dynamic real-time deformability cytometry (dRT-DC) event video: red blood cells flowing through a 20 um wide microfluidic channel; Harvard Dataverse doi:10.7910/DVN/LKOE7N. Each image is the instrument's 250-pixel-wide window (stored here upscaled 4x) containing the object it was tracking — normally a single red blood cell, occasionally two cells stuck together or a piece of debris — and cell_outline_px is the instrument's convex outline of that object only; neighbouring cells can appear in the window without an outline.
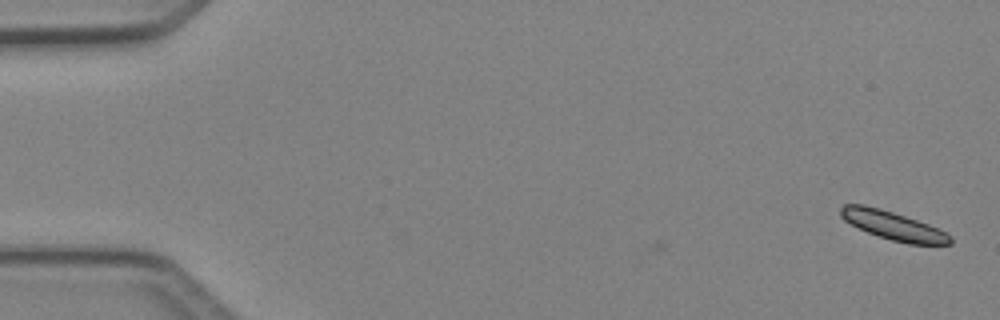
{"species": "Egyptian fruit bat (a non-hibernating species)", "species_latin": "Rousettus aegyptiacus", "temperature_condition": "cold", "stored_images_in_passage": 51, "camera_frame_rate_fps": 3000, "um_per_image_px": 0.085, "animal": {"sex": "female"}, "frame": {"image": 1, "passage_image": 1, "time_ms": 0.0, "image_size_px": [1000, 320], "cell_outline_px": [[952, 244], [908, 244], [892, 240], [868, 232], [844, 220], [840, 216], [840, 208], [844, 204], [864, 204], [880, 208], [928, 224], [952, 236]], "centroid_in_image_um": [75.9, 19.16], "position_along_channel_um": 9.1, "area_um2": 17.92}}
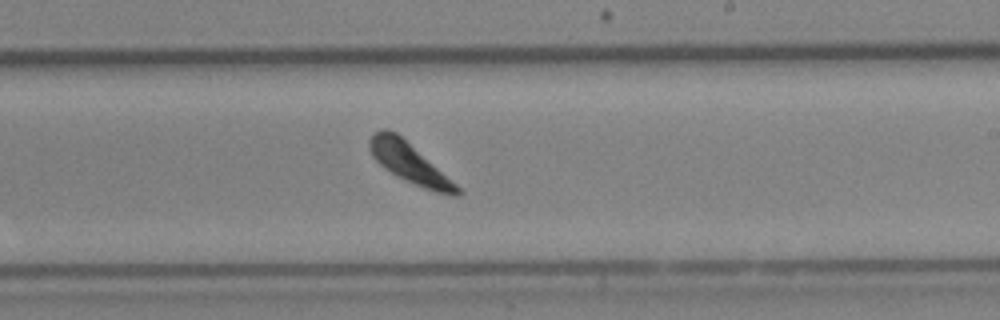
{"frame": {"image": 2, "passage_image": 28, "time_ms": 9.0, "image_size_px": [1000, 320], "cell_outline_px": [[464, 192], [460, 196], [452, 196], [436, 192], [424, 188], [396, 176], [384, 168], [372, 156], [368, 148], [368, 140], [372, 132], [384, 128], [388, 128], [396, 132], [456, 184]], "centroid_in_image_um": [34.76, 13.84], "position_along_channel_um": 254.2, "area_um2": 20.23}}
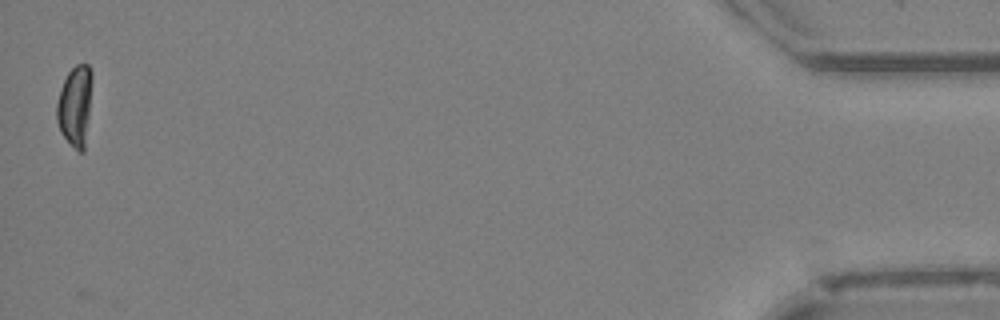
{"frame": {"image": 3, "passage_image": 50, "time_ms": 16.333, "image_size_px": [1000, 320], "cell_outline_px": [[92, 80], [84, 152], [80, 152], [60, 132], [56, 120], [56, 104], [64, 80], [68, 72], [76, 64], [88, 64], [92, 72]], "centroid_in_image_um": [6.37, 8.95], "position_along_channel_um": 428.8, "area_um2": 16.3}, "authors_computed_cell_mechanics": {"area_um2": 19.7098, "velocity_mm_per_s": 3.5839, "shape_relaxation_time_tau1_ms": null, "shape_relaxation_time_tau2_ms": 2.5747, "deformation_change_tau1": null, "deformation_change_tau2": 0.0895}}